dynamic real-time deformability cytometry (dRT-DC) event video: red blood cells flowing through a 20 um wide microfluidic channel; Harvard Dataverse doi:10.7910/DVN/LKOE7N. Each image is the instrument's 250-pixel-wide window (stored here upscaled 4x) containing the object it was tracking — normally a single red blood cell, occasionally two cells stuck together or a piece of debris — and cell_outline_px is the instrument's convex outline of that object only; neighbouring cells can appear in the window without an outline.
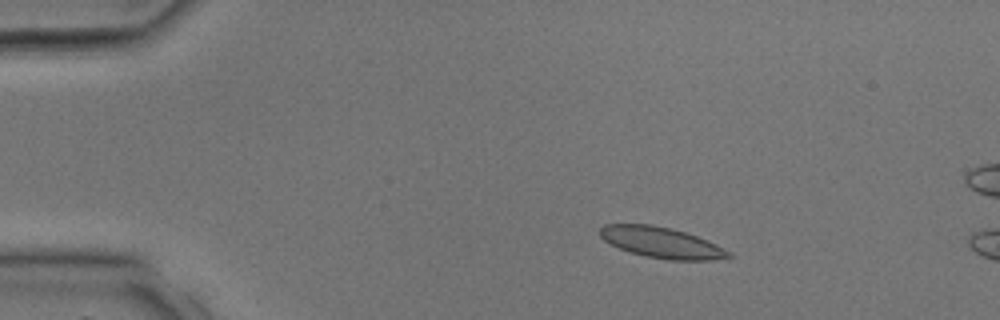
{"species": "common noctule bat (a hibernating species)", "species_latin": "Nyctalus noctula", "temperature_condition": "room temperature", "stored_images_in_passage": 10, "camera_frame_rate_fps": 3000, "um_per_image_px": 0.085, "animal": {"sex": "male", "body_mass_g": 17.9, "forearm_length_mm": 54.2}, "frame": {"image": 1, "passage_image": 6, "time_ms": 1.667, "image_size_px": [1000, 320], "cell_outline_px": [[732, 256], [708, 260], [668, 260], [644, 256], [620, 248], [604, 240], [600, 236], [600, 228], [604, 224], [652, 224], [672, 228], [696, 236], [716, 244], [732, 252]], "centroid_in_image_um": [56.23, 20.61], "position_along_channel_um": 28.8, "area_um2": 22.95}}